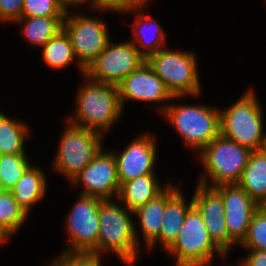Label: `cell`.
Returning a JSON list of instances; mask_svg holds the SVG:
<instances>
[{"mask_svg": "<svg viewBox=\"0 0 266 266\" xmlns=\"http://www.w3.org/2000/svg\"><path fill=\"white\" fill-rule=\"evenodd\" d=\"M193 206L205 222L210 238L227 255L228 230L224 218L221 194L214 188L198 183L192 197Z\"/></svg>", "mask_w": 266, "mask_h": 266, "instance_id": "2e32d148", "label": "cell"}, {"mask_svg": "<svg viewBox=\"0 0 266 266\" xmlns=\"http://www.w3.org/2000/svg\"><path fill=\"white\" fill-rule=\"evenodd\" d=\"M72 185L84 186L82 195L99 197L103 200L117 199L120 183L117 162L113 152L102 148L95 158L71 181Z\"/></svg>", "mask_w": 266, "mask_h": 266, "instance_id": "4fadbf2b", "label": "cell"}, {"mask_svg": "<svg viewBox=\"0 0 266 266\" xmlns=\"http://www.w3.org/2000/svg\"><path fill=\"white\" fill-rule=\"evenodd\" d=\"M46 178L37 166L30 165L11 190L18 205L27 213L46 193Z\"/></svg>", "mask_w": 266, "mask_h": 266, "instance_id": "44dd1931", "label": "cell"}, {"mask_svg": "<svg viewBox=\"0 0 266 266\" xmlns=\"http://www.w3.org/2000/svg\"><path fill=\"white\" fill-rule=\"evenodd\" d=\"M61 7L66 11L69 12L70 6H76L81 4H87L89 3L91 5V8L95 9V0H58ZM69 7V8H68Z\"/></svg>", "mask_w": 266, "mask_h": 266, "instance_id": "836d02e7", "label": "cell"}, {"mask_svg": "<svg viewBox=\"0 0 266 266\" xmlns=\"http://www.w3.org/2000/svg\"><path fill=\"white\" fill-rule=\"evenodd\" d=\"M28 128L22 121H17L0 112V155L26 154L24 142Z\"/></svg>", "mask_w": 266, "mask_h": 266, "instance_id": "cb8c5ba5", "label": "cell"}, {"mask_svg": "<svg viewBox=\"0 0 266 266\" xmlns=\"http://www.w3.org/2000/svg\"><path fill=\"white\" fill-rule=\"evenodd\" d=\"M67 123L52 167L71 182L103 148V135Z\"/></svg>", "mask_w": 266, "mask_h": 266, "instance_id": "ba28073f", "label": "cell"}, {"mask_svg": "<svg viewBox=\"0 0 266 266\" xmlns=\"http://www.w3.org/2000/svg\"><path fill=\"white\" fill-rule=\"evenodd\" d=\"M214 188L221 194L224 204L229 252L232 245L241 244L246 238L251 218L260 205L238 184H221Z\"/></svg>", "mask_w": 266, "mask_h": 266, "instance_id": "7c38bea8", "label": "cell"}, {"mask_svg": "<svg viewBox=\"0 0 266 266\" xmlns=\"http://www.w3.org/2000/svg\"><path fill=\"white\" fill-rule=\"evenodd\" d=\"M260 206H266V151H251L237 183Z\"/></svg>", "mask_w": 266, "mask_h": 266, "instance_id": "ac0fdd59", "label": "cell"}, {"mask_svg": "<svg viewBox=\"0 0 266 266\" xmlns=\"http://www.w3.org/2000/svg\"><path fill=\"white\" fill-rule=\"evenodd\" d=\"M11 235L4 229V227L0 224V245L6 242Z\"/></svg>", "mask_w": 266, "mask_h": 266, "instance_id": "e575fe53", "label": "cell"}, {"mask_svg": "<svg viewBox=\"0 0 266 266\" xmlns=\"http://www.w3.org/2000/svg\"><path fill=\"white\" fill-rule=\"evenodd\" d=\"M28 214L18 205L11 191H0V224L12 236Z\"/></svg>", "mask_w": 266, "mask_h": 266, "instance_id": "4316f807", "label": "cell"}, {"mask_svg": "<svg viewBox=\"0 0 266 266\" xmlns=\"http://www.w3.org/2000/svg\"><path fill=\"white\" fill-rule=\"evenodd\" d=\"M239 266H266V250H250Z\"/></svg>", "mask_w": 266, "mask_h": 266, "instance_id": "d6a6232c", "label": "cell"}, {"mask_svg": "<svg viewBox=\"0 0 266 266\" xmlns=\"http://www.w3.org/2000/svg\"><path fill=\"white\" fill-rule=\"evenodd\" d=\"M111 200H104L99 207V236L97 256L111 251L124 264L134 266L140 252L139 234L131 219L133 211Z\"/></svg>", "mask_w": 266, "mask_h": 266, "instance_id": "6da1fadb", "label": "cell"}, {"mask_svg": "<svg viewBox=\"0 0 266 266\" xmlns=\"http://www.w3.org/2000/svg\"><path fill=\"white\" fill-rule=\"evenodd\" d=\"M146 61L131 40L118 44L110 40L85 70L84 76L94 81L118 85Z\"/></svg>", "mask_w": 266, "mask_h": 266, "instance_id": "30bf717a", "label": "cell"}, {"mask_svg": "<svg viewBox=\"0 0 266 266\" xmlns=\"http://www.w3.org/2000/svg\"><path fill=\"white\" fill-rule=\"evenodd\" d=\"M24 0H0V20L15 22L21 18Z\"/></svg>", "mask_w": 266, "mask_h": 266, "instance_id": "1f68e13d", "label": "cell"}, {"mask_svg": "<svg viewBox=\"0 0 266 266\" xmlns=\"http://www.w3.org/2000/svg\"><path fill=\"white\" fill-rule=\"evenodd\" d=\"M118 88L122 108L128 100L160 103L184 97L173 96L147 61L125 77L118 84Z\"/></svg>", "mask_w": 266, "mask_h": 266, "instance_id": "5bb4252c", "label": "cell"}, {"mask_svg": "<svg viewBox=\"0 0 266 266\" xmlns=\"http://www.w3.org/2000/svg\"><path fill=\"white\" fill-rule=\"evenodd\" d=\"M147 63L173 96L196 97L201 94L194 52H175L165 47L152 54Z\"/></svg>", "mask_w": 266, "mask_h": 266, "instance_id": "52a82bcc", "label": "cell"}, {"mask_svg": "<svg viewBox=\"0 0 266 266\" xmlns=\"http://www.w3.org/2000/svg\"><path fill=\"white\" fill-rule=\"evenodd\" d=\"M165 119L179 132L185 144L202 151L220 135V111L205 105H162Z\"/></svg>", "mask_w": 266, "mask_h": 266, "instance_id": "277c9868", "label": "cell"}, {"mask_svg": "<svg viewBox=\"0 0 266 266\" xmlns=\"http://www.w3.org/2000/svg\"><path fill=\"white\" fill-rule=\"evenodd\" d=\"M165 188V185L164 187L160 185L155 174H147L122 183L117 198L125 203L124 207L134 212L154 199Z\"/></svg>", "mask_w": 266, "mask_h": 266, "instance_id": "d6986e66", "label": "cell"}, {"mask_svg": "<svg viewBox=\"0 0 266 266\" xmlns=\"http://www.w3.org/2000/svg\"><path fill=\"white\" fill-rule=\"evenodd\" d=\"M175 259V266H212V259L227 256L210 238L205 222L192 206L174 243L166 250Z\"/></svg>", "mask_w": 266, "mask_h": 266, "instance_id": "5b68a950", "label": "cell"}, {"mask_svg": "<svg viewBox=\"0 0 266 266\" xmlns=\"http://www.w3.org/2000/svg\"><path fill=\"white\" fill-rule=\"evenodd\" d=\"M43 60L52 68H63L76 58L69 36L61 30L43 45Z\"/></svg>", "mask_w": 266, "mask_h": 266, "instance_id": "d4e9b609", "label": "cell"}, {"mask_svg": "<svg viewBox=\"0 0 266 266\" xmlns=\"http://www.w3.org/2000/svg\"><path fill=\"white\" fill-rule=\"evenodd\" d=\"M70 13L71 11L66 12L63 30L70 38L75 56L78 58L79 69L84 75L85 70L105 49L110 37L102 20Z\"/></svg>", "mask_w": 266, "mask_h": 266, "instance_id": "9c48e42d", "label": "cell"}, {"mask_svg": "<svg viewBox=\"0 0 266 266\" xmlns=\"http://www.w3.org/2000/svg\"><path fill=\"white\" fill-rule=\"evenodd\" d=\"M148 0H95V10L130 13L143 9Z\"/></svg>", "mask_w": 266, "mask_h": 266, "instance_id": "4dcf8cb0", "label": "cell"}, {"mask_svg": "<svg viewBox=\"0 0 266 266\" xmlns=\"http://www.w3.org/2000/svg\"><path fill=\"white\" fill-rule=\"evenodd\" d=\"M58 0H24L21 17L65 16Z\"/></svg>", "mask_w": 266, "mask_h": 266, "instance_id": "f1b7e54d", "label": "cell"}, {"mask_svg": "<svg viewBox=\"0 0 266 266\" xmlns=\"http://www.w3.org/2000/svg\"><path fill=\"white\" fill-rule=\"evenodd\" d=\"M86 79L88 82L78 89L76 113L66 121L104 135L122 115L119 88L115 84Z\"/></svg>", "mask_w": 266, "mask_h": 266, "instance_id": "7a4b0ae2", "label": "cell"}, {"mask_svg": "<svg viewBox=\"0 0 266 266\" xmlns=\"http://www.w3.org/2000/svg\"><path fill=\"white\" fill-rule=\"evenodd\" d=\"M30 165L27 154L0 155L1 191H11Z\"/></svg>", "mask_w": 266, "mask_h": 266, "instance_id": "484cf974", "label": "cell"}, {"mask_svg": "<svg viewBox=\"0 0 266 266\" xmlns=\"http://www.w3.org/2000/svg\"><path fill=\"white\" fill-rule=\"evenodd\" d=\"M104 200L80 195L66 221L70 245L64 252L92 253L97 255L99 236V207Z\"/></svg>", "mask_w": 266, "mask_h": 266, "instance_id": "8fae6325", "label": "cell"}, {"mask_svg": "<svg viewBox=\"0 0 266 266\" xmlns=\"http://www.w3.org/2000/svg\"><path fill=\"white\" fill-rule=\"evenodd\" d=\"M251 150L221 134L213 139L202 151L201 162L206 174L211 178L208 185L205 175L199 184L216 187L221 184H237L249 159Z\"/></svg>", "mask_w": 266, "mask_h": 266, "instance_id": "8992f818", "label": "cell"}, {"mask_svg": "<svg viewBox=\"0 0 266 266\" xmlns=\"http://www.w3.org/2000/svg\"><path fill=\"white\" fill-rule=\"evenodd\" d=\"M261 106L249 89L236 103L220 111V134L251 151L266 144Z\"/></svg>", "mask_w": 266, "mask_h": 266, "instance_id": "3957f363", "label": "cell"}, {"mask_svg": "<svg viewBox=\"0 0 266 266\" xmlns=\"http://www.w3.org/2000/svg\"><path fill=\"white\" fill-rule=\"evenodd\" d=\"M166 205V188L154 199L137 208L133 213L139 218L146 248L152 250L160 242V230ZM159 241V242H158Z\"/></svg>", "mask_w": 266, "mask_h": 266, "instance_id": "ffe728a7", "label": "cell"}, {"mask_svg": "<svg viewBox=\"0 0 266 266\" xmlns=\"http://www.w3.org/2000/svg\"><path fill=\"white\" fill-rule=\"evenodd\" d=\"M65 16L21 17L16 23L23 25V34L31 44L43 47L52 37L63 30Z\"/></svg>", "mask_w": 266, "mask_h": 266, "instance_id": "603a6c76", "label": "cell"}, {"mask_svg": "<svg viewBox=\"0 0 266 266\" xmlns=\"http://www.w3.org/2000/svg\"><path fill=\"white\" fill-rule=\"evenodd\" d=\"M241 245L249 250H266V206L254 212Z\"/></svg>", "mask_w": 266, "mask_h": 266, "instance_id": "83f0119b", "label": "cell"}, {"mask_svg": "<svg viewBox=\"0 0 266 266\" xmlns=\"http://www.w3.org/2000/svg\"><path fill=\"white\" fill-rule=\"evenodd\" d=\"M193 206V199L186 204L179 186L166 185V205L160 230V243L167 250L176 240L188 210Z\"/></svg>", "mask_w": 266, "mask_h": 266, "instance_id": "e0dca14e", "label": "cell"}, {"mask_svg": "<svg viewBox=\"0 0 266 266\" xmlns=\"http://www.w3.org/2000/svg\"><path fill=\"white\" fill-rule=\"evenodd\" d=\"M135 12H138V15L134 22L135 27L133 28V33L137 41L131 42L136 46L138 51L148 59L152 54H155L162 49V47L164 48V32L157 21L153 20L150 15H144L142 13V9L135 10ZM151 28H154L155 30H152ZM148 29L151 31L149 32ZM137 42H140L142 49H139L136 44Z\"/></svg>", "mask_w": 266, "mask_h": 266, "instance_id": "7402d4cb", "label": "cell"}, {"mask_svg": "<svg viewBox=\"0 0 266 266\" xmlns=\"http://www.w3.org/2000/svg\"><path fill=\"white\" fill-rule=\"evenodd\" d=\"M150 134L135 138L121 153H114L117 162V175L120 185L131 179L155 174L157 146L155 137Z\"/></svg>", "mask_w": 266, "mask_h": 266, "instance_id": "9a60e30c", "label": "cell"}, {"mask_svg": "<svg viewBox=\"0 0 266 266\" xmlns=\"http://www.w3.org/2000/svg\"><path fill=\"white\" fill-rule=\"evenodd\" d=\"M48 266H101V257L92 253L64 252Z\"/></svg>", "mask_w": 266, "mask_h": 266, "instance_id": "f546056e", "label": "cell"}]
</instances>
